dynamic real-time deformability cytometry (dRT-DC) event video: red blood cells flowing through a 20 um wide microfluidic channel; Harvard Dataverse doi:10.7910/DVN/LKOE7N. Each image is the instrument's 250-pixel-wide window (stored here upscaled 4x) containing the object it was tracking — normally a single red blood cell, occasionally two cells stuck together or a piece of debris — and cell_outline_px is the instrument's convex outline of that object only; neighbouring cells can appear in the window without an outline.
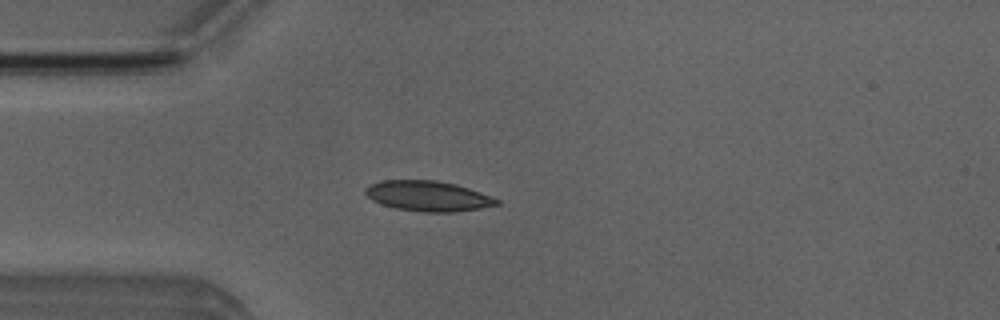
{"species": "Egyptian fruit bat (a non-hibernating species)", "species_latin": "Rousettus aegyptiacus", "temperature_condition": "room temperature", "stored_images_in_passage": 52, "camera_frame_rate_fps": 3000, "um_per_image_px": 0.085, "animal": {"sex": "male"}, "frame": {"image": 1, "passage_image": 14, "time_ms": 4.333, "image_size_px": [1000, 320], "cell_outline_px": [[500, 204], [480, 208], [456, 212], [424, 212], [396, 208], [380, 204], [372, 200], [364, 192], [364, 188], [380, 180], [436, 180], [456, 184], [492, 196], [500, 200]], "centroid_in_image_um": [36.38, 16.66], "position_along_channel_um": 48.6, "area_um2": 23.24}}
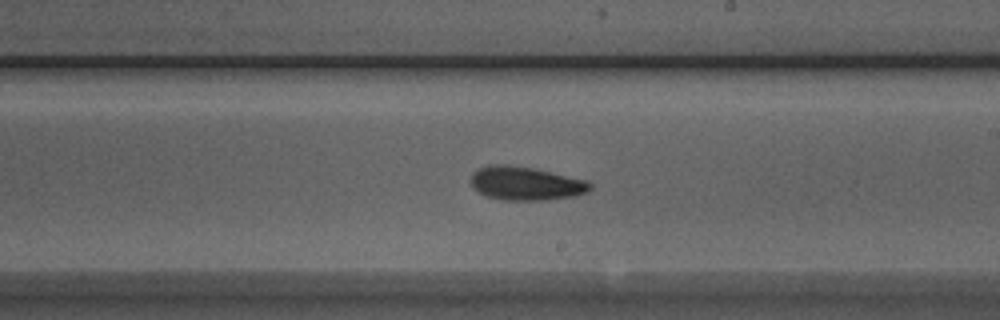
{"frame": {"image": 2, "passage_image": 30, "time_ms": 9.667, "image_size_px": [1000, 320], "cell_outline_px": [[592, 188], [588, 192], [576, 196], [544, 200], [504, 200], [484, 196], [472, 188], [472, 172], [480, 168], [492, 164], [508, 164], [532, 168], [588, 180], [592, 184]], "centroid_in_image_um": [44.7, 15.6], "position_along_channel_um": 244.3, "area_um2": 23.52}}
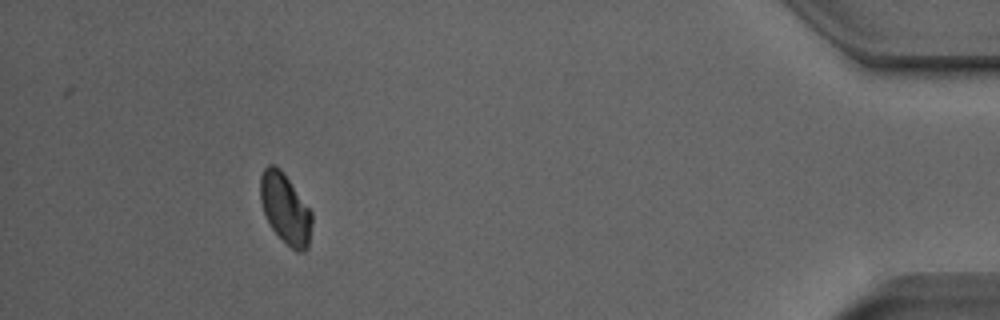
{"frame": {"image": 3, "passage_image": 48, "time_ms": 15.667, "image_size_px": [1000, 320], "cell_outline_px": [[312, 224], [308, 248], [304, 252], [296, 252], [272, 228], [264, 212], [260, 200], [260, 176], [264, 168], [268, 164], [272, 164], [280, 168], [312, 212]], "centroid_in_image_um": [24.25, 17.73], "position_along_channel_um": 410.9, "area_um2": 20.87}, "authors_computed_cell_mechanics": {"area_um2": 22.253, "velocity_mm_per_s": 3.8696, "shape_relaxation_time_tau1_ms": 4.0806, "shape_relaxation_time_tau2_ms": 7.0825, "deformation_change_tau1": 0.0993, "deformation_change_tau2": 0.1215}}